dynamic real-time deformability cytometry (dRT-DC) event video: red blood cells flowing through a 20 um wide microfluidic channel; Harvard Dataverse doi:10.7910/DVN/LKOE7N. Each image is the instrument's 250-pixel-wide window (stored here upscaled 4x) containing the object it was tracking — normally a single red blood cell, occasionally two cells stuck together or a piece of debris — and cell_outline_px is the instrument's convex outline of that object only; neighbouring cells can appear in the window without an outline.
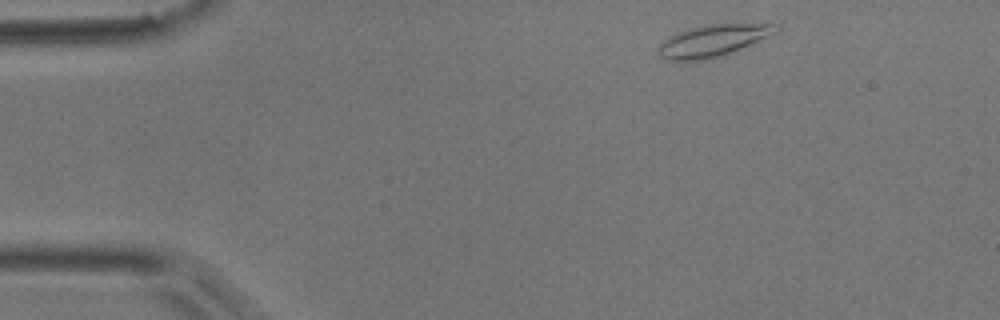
{"species": "common noctule bat (a hibernating species)", "species_latin": "Nyctalus noctula", "temperature_condition": "room temperature", "stored_images_in_passage": 47, "camera_frame_rate_fps": 3000, "um_per_image_px": 0.085, "animal": {"sex": "male", "body_mass_g": 17.9}, "frame": {"image": 1, "passage_image": 2, "time_ms": 0.333, "image_size_px": [1000, 320], "cell_outline_px": [[780, 32], [772, 36], [724, 56], [704, 60], [664, 60], [660, 56], [660, 44], [668, 36], [676, 32], [688, 28], [708, 24], [780, 24]], "centroid_in_image_um": [60.68, 3.45], "position_along_channel_um": 24.3, "area_um2": 22.2}}
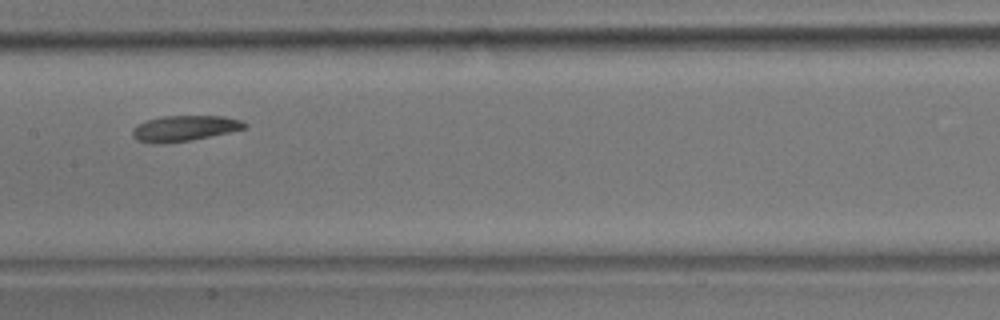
{"frame": {"image": 2, "passage_image": 21, "time_ms": 6.667, "image_size_px": [1000, 320], "cell_outline_px": [[248, 128], [188, 140], [136, 140], [132, 136], [132, 128], [136, 124], [148, 120], [164, 116], [224, 116], [240, 120], [248, 124]], "centroid_in_image_um": [15.75, 10.84], "position_along_channel_um": 191.7, "area_um2": 15.84}}
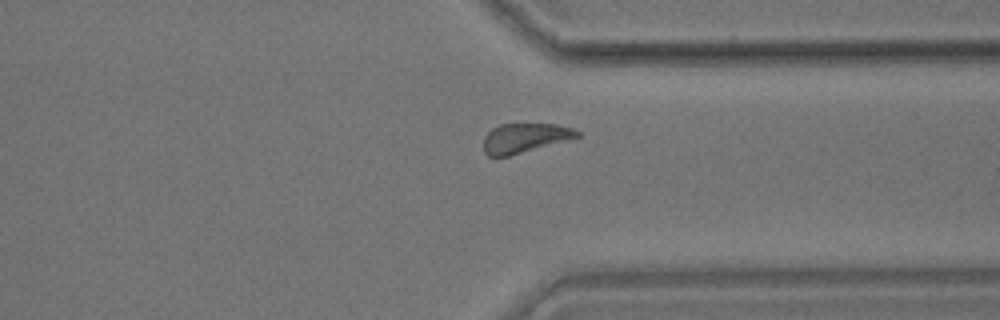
{"frame": {"image": 3, "passage_image": 35, "time_ms": 11.333, "image_size_px": [1000, 320], "cell_outline_px": [[580, 136], [568, 140], [508, 156], [488, 156], [484, 152], [484, 136], [492, 128], [500, 124], [556, 124], [572, 128], [580, 132]], "centroid_in_image_um": [44.6, 11.72], "position_along_channel_um": 366.8, "area_um2": 15.95}, "authors_computed_cell_mechanics": {"area_um2": 16.9354, "velocity_mm_per_s": 3.7629, "shape_relaxation_time_tau1_ms": 4.8392, "shape_relaxation_time_tau2_ms": 5.3509, "deformation_change_tau1": 0.0991, "deformation_change_tau2": 0.1073}}